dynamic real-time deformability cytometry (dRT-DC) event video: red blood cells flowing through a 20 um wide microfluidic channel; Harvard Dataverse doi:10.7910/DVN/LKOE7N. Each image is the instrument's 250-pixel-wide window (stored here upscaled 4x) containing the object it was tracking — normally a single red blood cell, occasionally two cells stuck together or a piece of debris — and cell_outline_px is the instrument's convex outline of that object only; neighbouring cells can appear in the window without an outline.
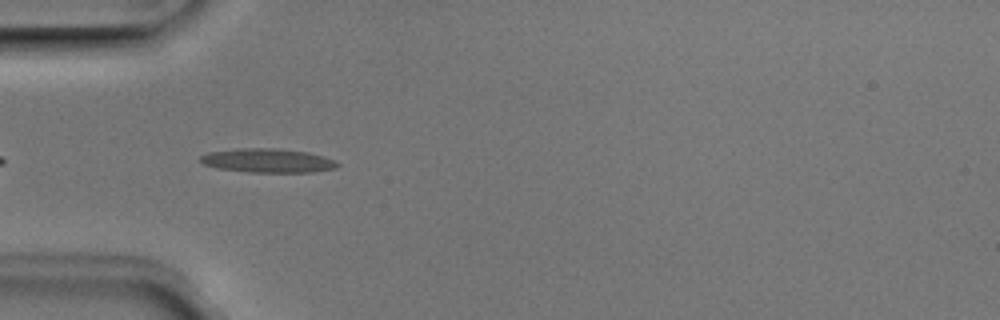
{"species": "Egyptian fruit bat (a non-hibernating species)", "species_latin": "Rousettus aegyptiacus", "temperature_condition": "room temperature", "stored_images_in_passage": 38, "camera_frame_rate_fps": 3000, "um_per_image_px": 0.085, "animal": {"sex": "male"}, "frame": {"image": 1, "passage_image": 3, "time_ms": 0.667, "image_size_px": [1000, 320], "cell_outline_px": [[340, 164], [336, 168], [312, 172], [248, 172], [216, 168], [204, 164], [200, 160], [200, 156], [208, 152], [240, 148], [276, 148], [308, 152], [324, 156], [336, 160]], "centroid_in_image_um": [22.78, 13.65], "position_along_channel_um": 62.2, "area_um2": 19.25}}
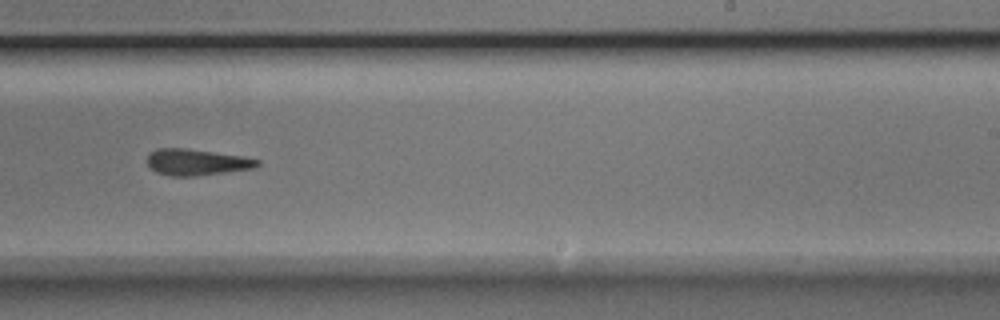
{"frame": {"image": 2, "passage_image": 19, "time_ms": 6.0, "image_size_px": [1000, 320], "cell_outline_px": [[260, 164], [256, 168], [192, 176], [172, 176], [156, 172], [148, 164], [148, 152], [156, 148], [188, 148], [244, 156], [260, 160]], "centroid_in_image_um": [16.72, 13.77], "position_along_channel_um": 272.3, "area_um2": 16.94}}
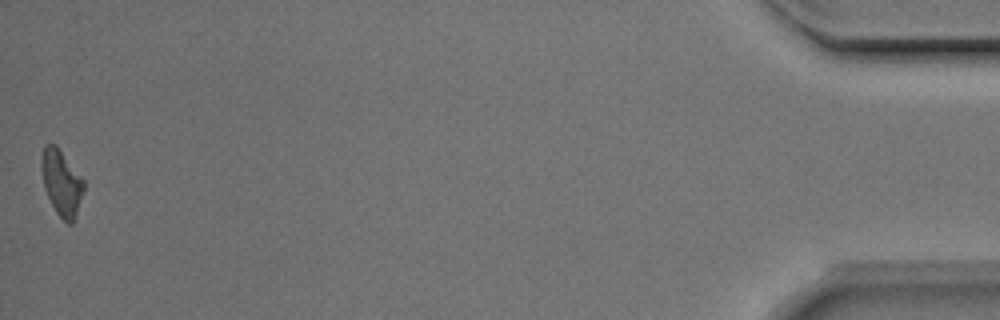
{"frame": {"image": 3, "passage_image": 38, "time_ms": 12.333, "image_size_px": [1000, 320], "cell_outline_px": [[84, 188], [76, 216], [72, 224], [68, 224], [56, 212], [44, 188], [40, 160], [44, 144], [56, 144], [84, 180]], "centroid_in_image_um": [5.22, 15.51], "position_along_channel_um": 430.0, "area_um2": 16.13}, "authors_computed_cell_mechanics": {"area_um2": 16.9354, "velocity_mm_per_s": 3.9759, "shape_relaxation_time_tau1_ms": 7.7949, "shape_relaxation_time_tau2_ms": 3.9489, "deformation_change_tau1": 0.2462, "deformation_change_tau2": 0.1732}}